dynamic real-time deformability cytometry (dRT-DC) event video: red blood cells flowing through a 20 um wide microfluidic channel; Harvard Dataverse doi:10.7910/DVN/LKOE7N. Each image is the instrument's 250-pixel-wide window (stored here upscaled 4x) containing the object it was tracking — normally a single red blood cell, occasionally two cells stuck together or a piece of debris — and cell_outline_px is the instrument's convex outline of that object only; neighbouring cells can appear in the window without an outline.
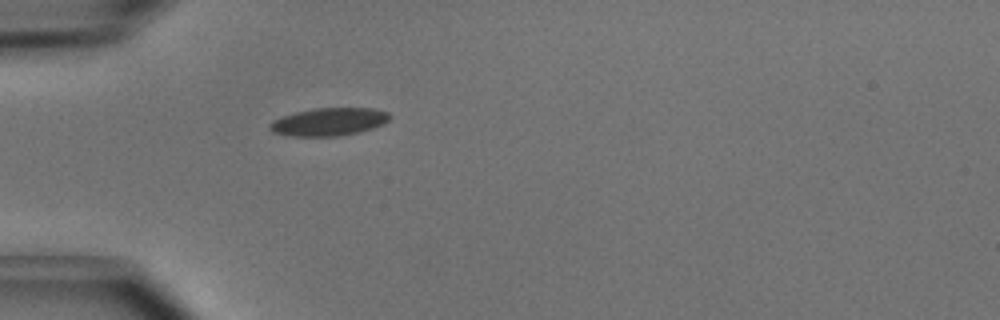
{"species": "common noctule bat (a hibernating species)", "species_latin": "Nyctalus noctula", "temperature_condition": "cold", "stored_images_in_passage": 1, "camera_frame_rate_fps": 3000, "um_per_image_px": 0.085, "animal": {"sex": "male", "body_mass_g": 15.6}, "frame": {"image": 1, "passage_image": 1, "time_ms": 0.0, "image_size_px": [1000, 320], "cell_outline_px": [[392, 116], [384, 124], [360, 132], [340, 136], [292, 136], [272, 132], [268, 128], [268, 124], [272, 120], [280, 116], [312, 108], [372, 108], [388, 112]], "centroid_in_image_um": [27.93, 10.35], "position_along_channel_um": 57.1, "area_um2": 19.71}}